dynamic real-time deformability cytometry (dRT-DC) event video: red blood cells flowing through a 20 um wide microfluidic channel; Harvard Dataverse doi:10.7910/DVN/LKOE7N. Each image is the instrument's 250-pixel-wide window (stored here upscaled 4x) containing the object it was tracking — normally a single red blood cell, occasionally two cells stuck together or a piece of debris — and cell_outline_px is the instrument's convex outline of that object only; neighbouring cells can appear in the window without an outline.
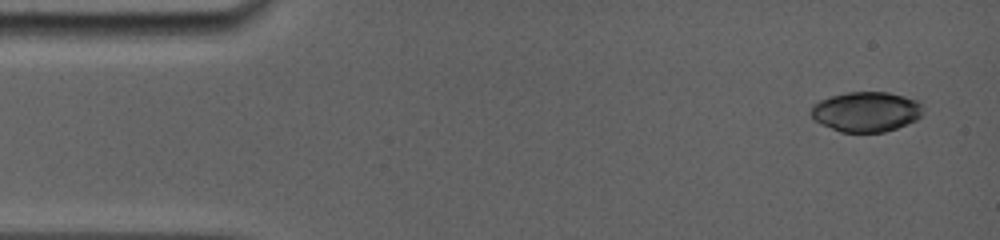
{"species": "common noctule bat (a hibernating species)", "species_latin": "Nyctalus noctula", "temperature_condition": "room temperature", "stored_images_in_passage": 22, "camera_frame_rate_fps": 5000, "um_per_image_px": 0.085, "animal": {"sex": "female", "body_mass_g": 19.0, "forearm_length_mm": 56.7}, "frame": {"image": 1, "passage_image": 1, "time_ms": 0.0, "image_size_px": [1000, 240], "cell_outline_px": [[924, 112], [916, 120], [896, 128], [884, 132], [840, 132], [820, 124], [808, 112], [812, 104], [820, 100], [832, 96], [848, 92], [888, 92], [920, 100], [924, 108]], "centroid_in_image_um": [73.63, 9.49], "position_along_channel_um": 11.4, "area_um2": 26.41}}
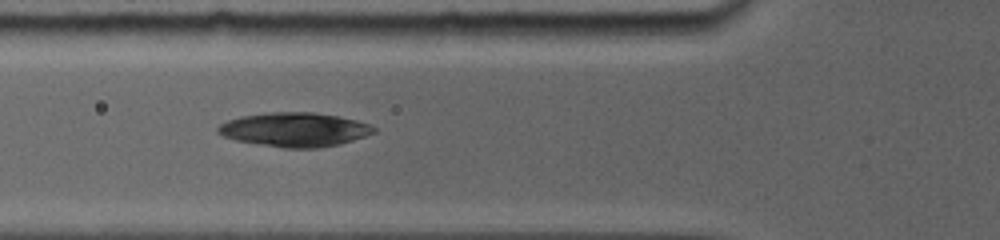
{"frame": {"image": 2, "passage_image": 10, "time_ms": 5.0, "image_size_px": [1000, 240], "cell_outline_px": [[376, 132], [340, 144], [316, 148], [284, 148], [256, 144], [236, 140], [224, 136], [216, 132], [216, 128], [220, 124], [228, 120], [240, 116], [264, 112], [312, 112], [336, 116], [356, 120], [368, 124], [376, 128]], "centroid_in_image_um": [25.0, 11.01], "position_along_channel_um": 100.8, "area_um2": 30.98}}
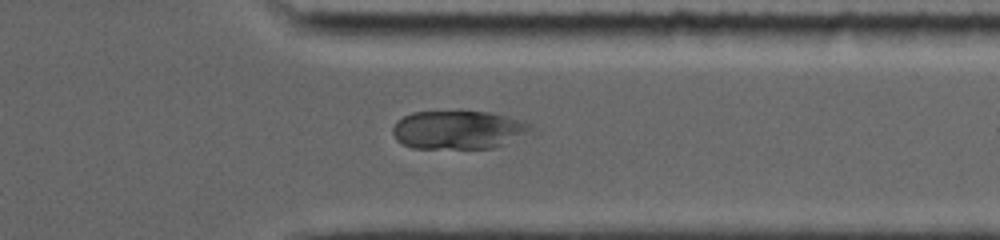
{"frame": {"image": 3, "passage_image": 19, "time_ms": 12.0, "image_size_px": [1000, 240], "cell_outline_px": [[540, 132], [492, 148], [412, 148], [396, 140], [392, 132], [392, 128], [396, 120], [412, 112], [460, 108], [488, 112], [524, 120], [532, 124]], "centroid_in_image_um": [39.05, 10.99], "position_along_channel_um": 372.3, "area_um2": 32.66}}